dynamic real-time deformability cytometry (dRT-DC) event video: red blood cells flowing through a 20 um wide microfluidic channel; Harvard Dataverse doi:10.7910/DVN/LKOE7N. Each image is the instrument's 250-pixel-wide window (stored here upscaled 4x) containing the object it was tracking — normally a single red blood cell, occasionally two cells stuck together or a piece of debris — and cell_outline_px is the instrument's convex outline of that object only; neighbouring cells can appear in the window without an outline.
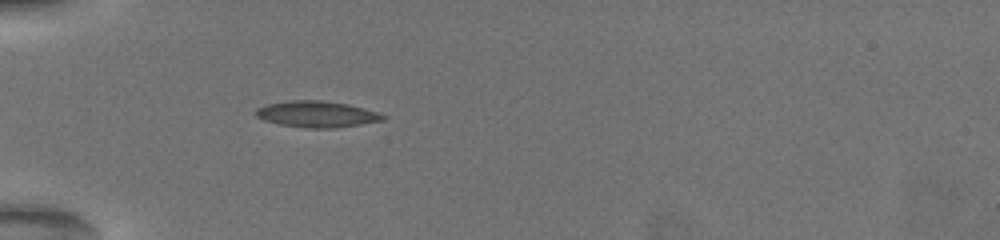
{"species": "common noctule bat (a hibernating species)", "species_latin": "Nyctalus noctula", "temperature_condition": "warm", "stored_images_in_passage": 17, "camera_frame_rate_fps": 3000, "um_per_image_px": 0.085, "animal": {"sex": "female", "body_mass_g": 19.5, "forearm_length_mm": 54.1}, "frame": {"image": 1, "passage_image": 1, "time_ms": 0.0, "image_size_px": [1000, 240], "cell_outline_px": [[388, 116], [384, 120], [360, 124], [328, 128], [308, 128], [280, 124], [264, 120], [256, 116], [252, 112], [256, 108], [268, 104], [288, 100], [320, 100], [348, 104], [376, 112]], "centroid_in_image_um": [26.88, 9.69], "position_along_channel_um": 58.1, "area_um2": 19.31}}
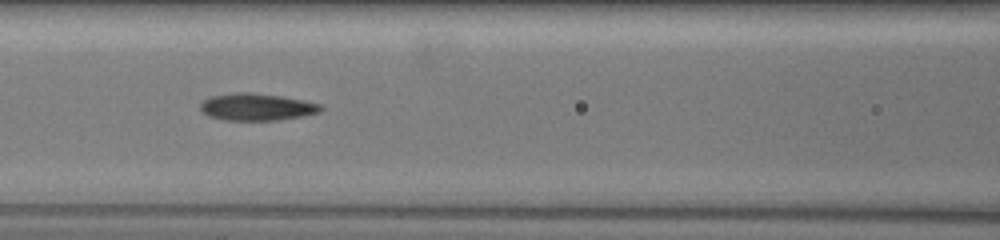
{"frame": {"image": 2, "passage_image": 13, "time_ms": 2.667, "image_size_px": [1000, 240], "cell_outline_px": [[324, 108], [320, 112], [304, 116], [280, 120], [224, 120], [208, 116], [200, 108], [200, 104], [208, 96], [236, 92], [248, 92], [280, 96], [304, 100], [320, 104]], "centroid_in_image_um": [21.83, 9.09], "position_along_channel_um": 144.8, "area_um2": 19.13}}
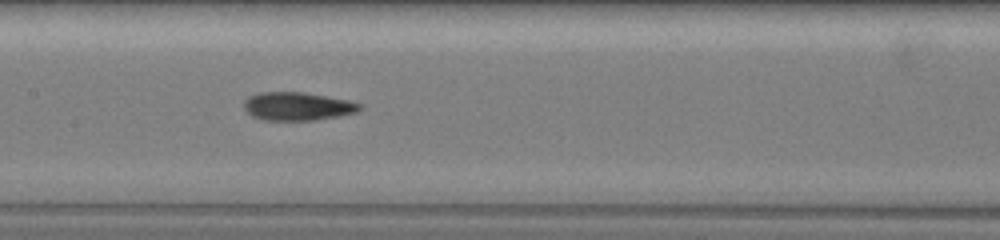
{"frame": {"image": 3, "passage_image": 16, "time_ms": 3.667, "image_size_px": [1000, 240], "cell_outline_px": [[360, 108], [356, 112], [340, 116], [316, 120], [260, 120], [252, 116], [244, 108], [244, 100], [248, 96], [260, 92], [300, 92], [348, 100], [360, 104]], "centroid_in_image_um": [25.23, 9.04], "position_along_channel_um": 182.2, "area_um2": 18.96}}